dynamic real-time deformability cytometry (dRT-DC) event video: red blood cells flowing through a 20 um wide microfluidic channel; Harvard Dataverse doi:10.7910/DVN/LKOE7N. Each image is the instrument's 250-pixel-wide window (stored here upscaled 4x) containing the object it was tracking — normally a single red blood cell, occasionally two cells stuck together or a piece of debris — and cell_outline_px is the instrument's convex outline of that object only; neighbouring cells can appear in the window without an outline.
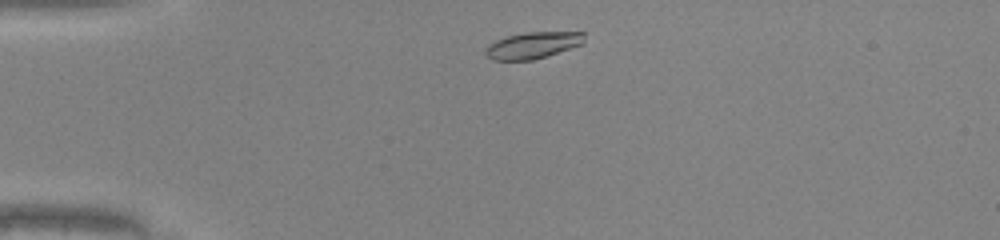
{"species": "common noctule bat (a hibernating species)", "species_latin": "Nyctalus noctula", "temperature_condition": "warm", "stored_images_in_passage": 35, "camera_frame_rate_fps": 3000, "um_per_image_px": 0.085, "animal": {"sex": "male", "body_mass_g": 20.0, "forearm_length_mm": 53.3}, "frame": {"image": 1, "passage_image": 2, "time_ms": 0.333, "image_size_px": [1000, 240], "cell_outline_px": [[584, 44], [532, 60], [492, 60], [484, 52], [484, 48], [488, 44], [496, 40], [508, 36], [528, 32], [584, 32]], "centroid_in_image_um": [45.27, 3.85], "position_along_channel_um": 39.7, "area_um2": 15.2}}
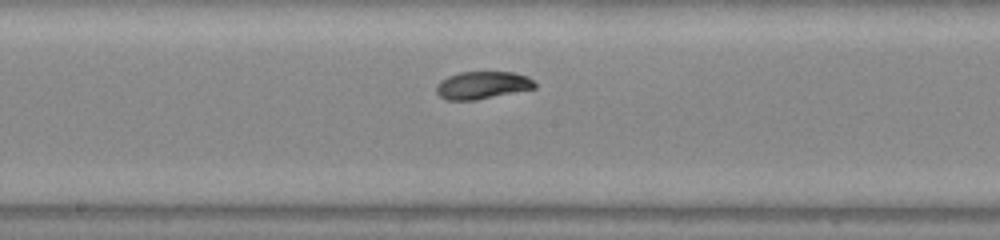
{"frame": {"image": 2, "passage_image": 17, "time_ms": 5.333, "image_size_px": [1000, 240], "cell_outline_px": [[536, 88], [476, 100], [448, 100], [440, 96], [436, 92], [436, 88], [440, 80], [448, 76], [460, 72], [512, 72], [528, 76], [536, 84]], "centroid_in_image_um": [41.0, 7.24], "position_along_channel_um": 207.2, "area_um2": 15.78}}
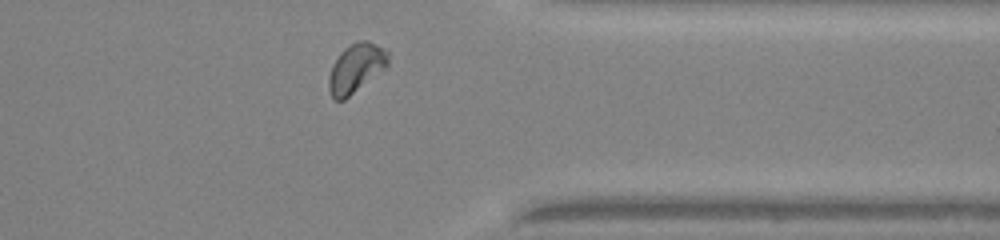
{"frame": {"image": 3, "passage_image": 30, "time_ms": 9.667, "image_size_px": [1000, 240], "cell_outline_px": [[388, 68], [344, 100], [332, 100], [328, 88], [328, 76], [332, 64], [340, 52], [344, 48], [360, 40], [368, 40], [376, 44], [388, 52]], "centroid_in_image_um": [30.25, 5.81], "position_along_channel_um": 381.1, "area_um2": 17.28}, "authors_computed_cell_mechanics": {"area_um2": 16.184, "velocity_mm_per_s": 4.1525, "shape_relaxation_time_tau1_ms": 2.9782, "shape_relaxation_time_tau2_ms": 1.4927, "deformation_change_tau1": 0.1298, "deformation_change_tau2": 0.0438}}